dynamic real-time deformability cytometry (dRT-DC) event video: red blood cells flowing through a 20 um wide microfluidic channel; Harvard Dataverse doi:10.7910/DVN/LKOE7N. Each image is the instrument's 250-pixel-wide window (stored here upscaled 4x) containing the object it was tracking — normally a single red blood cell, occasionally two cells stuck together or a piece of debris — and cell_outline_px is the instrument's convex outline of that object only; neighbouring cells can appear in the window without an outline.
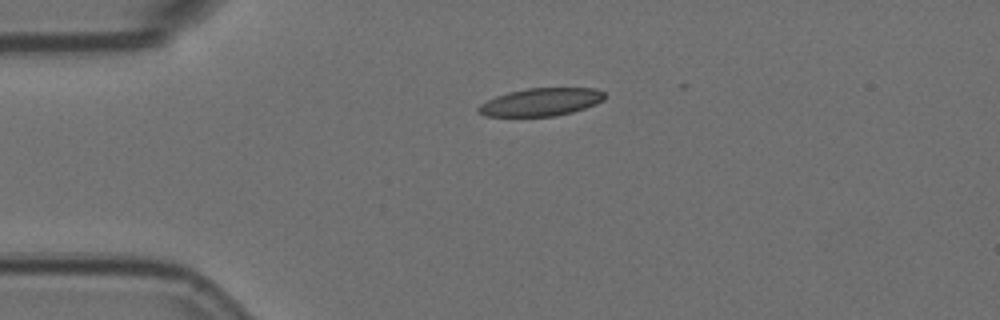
{"species": "Egyptian fruit bat (a non-hibernating species)", "species_latin": "Rousettus aegyptiacus", "temperature_condition": "room temperature", "stored_images_in_passage": 3, "camera_frame_rate_fps": 3000, "um_per_image_px": 0.085, "animal": {"sex": "female"}, "frame": {"image": 1, "passage_image": 1, "time_ms": 0.0, "image_size_px": [1000, 320], "cell_outline_px": [[604, 100], [596, 104], [572, 112], [556, 116], [484, 116], [476, 112], [476, 108], [480, 104], [496, 96], [508, 92], [528, 88], [596, 88], [604, 92]], "centroid_in_image_um": [45.96, 8.67], "position_along_channel_um": 39.0, "area_um2": 20.52}}
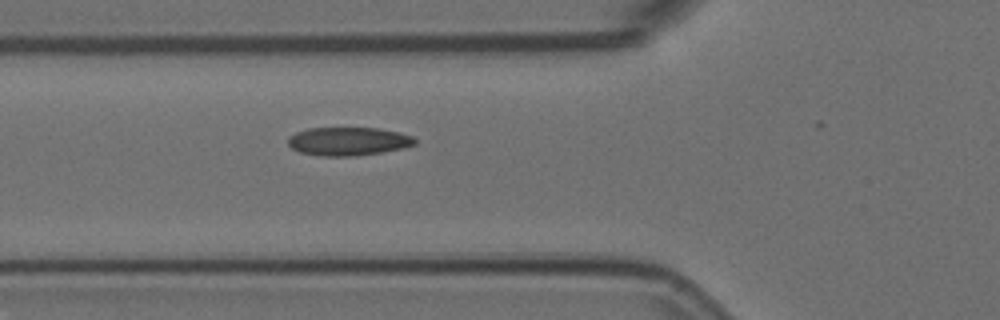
{"frame": {"image": 2, "passage_image": 3, "time_ms": 0.667, "image_size_px": [1000, 320], "cell_outline_px": [[416, 144], [404, 148], [356, 156], [324, 156], [300, 152], [292, 148], [288, 144], [288, 136], [296, 132], [308, 128], [380, 128], [400, 132], [412, 136], [416, 140]], "centroid_in_image_um": [29.61, 12.0], "position_along_channel_um": 96.2, "area_um2": 21.04}}